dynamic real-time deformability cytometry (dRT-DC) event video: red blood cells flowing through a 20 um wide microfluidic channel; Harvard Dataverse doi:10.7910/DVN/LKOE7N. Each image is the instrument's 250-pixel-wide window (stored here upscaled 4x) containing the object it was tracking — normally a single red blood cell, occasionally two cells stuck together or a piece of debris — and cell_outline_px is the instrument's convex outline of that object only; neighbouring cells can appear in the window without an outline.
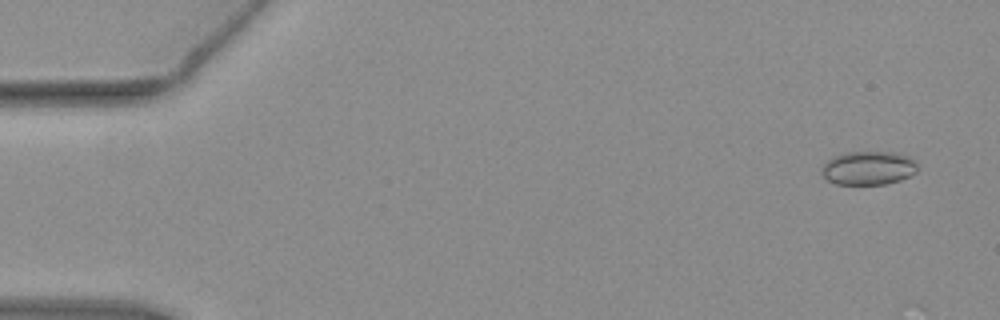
{"species": "common noctule bat (a hibernating species)", "species_latin": "Nyctalus noctula", "temperature_condition": "warm", "stored_images_in_passage": 24, "camera_frame_rate_fps": 3000, "um_per_image_px": 0.085, "animal": {"sex": "female", "body_mass_g": 19.3, "forearm_length_mm": 54.1}, "frame": {"image": 1, "passage_image": 3, "time_ms": 0.667, "image_size_px": [1000, 320], "cell_outline_px": [[920, 164], [916, 172], [900, 180], [884, 184], [836, 184], [828, 180], [820, 172], [820, 168], [832, 156], [848, 152], [896, 152], [908, 156]], "centroid_in_image_um": [73.82, 14.27], "position_along_channel_um": 11.2, "area_um2": 18.96}}
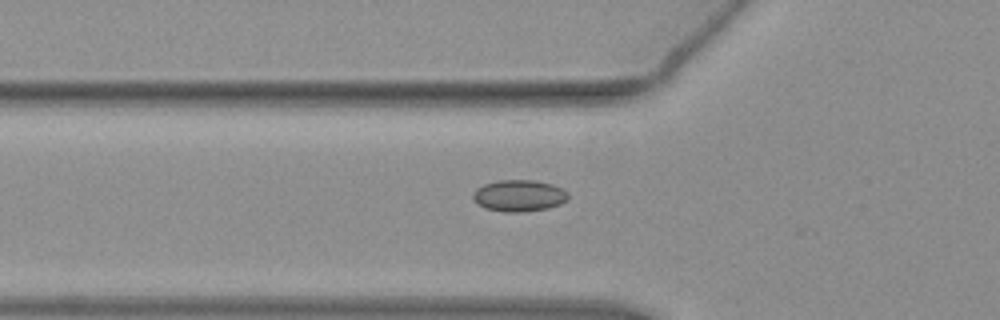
{"frame": {"image": 2, "passage_image": 19, "time_ms": 6.0, "image_size_px": [1000, 320], "cell_outline_px": [[568, 200], [560, 204], [548, 208], [524, 212], [504, 212], [484, 208], [472, 196], [476, 188], [484, 184], [496, 180], [536, 180], [552, 184], [568, 192]], "centroid_in_image_um": [44.14, 16.63], "position_along_channel_um": 81.7, "area_um2": 17.57}}
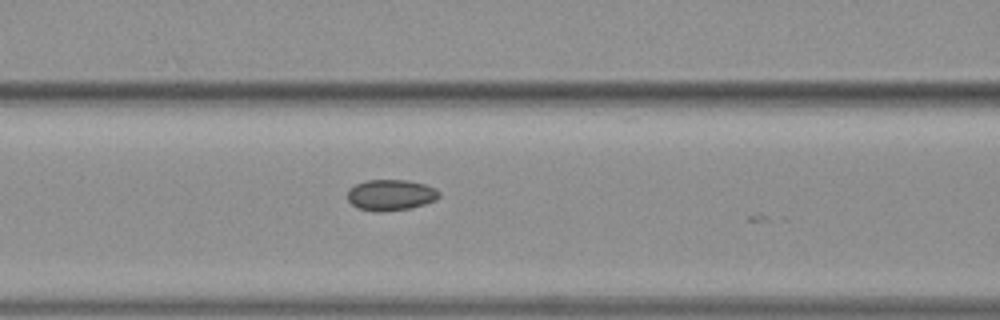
{"frame": {"image": 3, "passage_image": 23, "time_ms": 7.333, "image_size_px": [1000, 320], "cell_outline_px": [[440, 196], [436, 200], [424, 204], [408, 208], [380, 212], [376, 212], [356, 208], [348, 200], [348, 188], [356, 184], [368, 180], [408, 180], [424, 184], [436, 188], [440, 192]], "centroid_in_image_um": [33.21, 16.57], "position_along_channel_um": 133.4, "area_um2": 16.59}}